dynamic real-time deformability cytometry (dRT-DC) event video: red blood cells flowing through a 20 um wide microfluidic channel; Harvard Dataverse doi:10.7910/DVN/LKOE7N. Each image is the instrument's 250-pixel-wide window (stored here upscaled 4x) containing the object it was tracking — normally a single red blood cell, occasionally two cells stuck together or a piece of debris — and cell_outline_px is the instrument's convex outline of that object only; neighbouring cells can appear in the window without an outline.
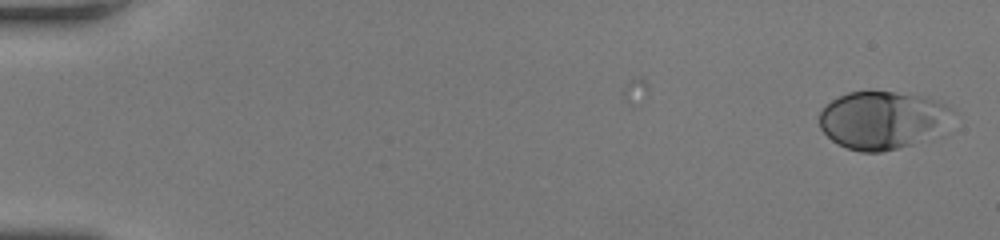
{"species": "human", "species_latin": "Homo sapiens", "temperature_condition": "room temperature", "stored_images_in_passage": 9, "camera_frame_rate_fps": 3000, "um_per_image_px": 0.085, "donor": {"sex": "female"}, "frame": {"image": 1, "passage_image": 1, "time_ms": 0.0, "image_size_px": [1000, 240], "cell_outline_px": [[952, 108], [932, 128], [912, 144], [880, 152], [860, 152], [848, 148], [832, 140], [820, 128], [820, 112], [832, 100], [848, 92], [892, 92], [924, 96], [940, 100]], "centroid_in_image_um": [74.81, 10.17], "position_along_channel_um": 10.2, "area_um2": 42.54}}